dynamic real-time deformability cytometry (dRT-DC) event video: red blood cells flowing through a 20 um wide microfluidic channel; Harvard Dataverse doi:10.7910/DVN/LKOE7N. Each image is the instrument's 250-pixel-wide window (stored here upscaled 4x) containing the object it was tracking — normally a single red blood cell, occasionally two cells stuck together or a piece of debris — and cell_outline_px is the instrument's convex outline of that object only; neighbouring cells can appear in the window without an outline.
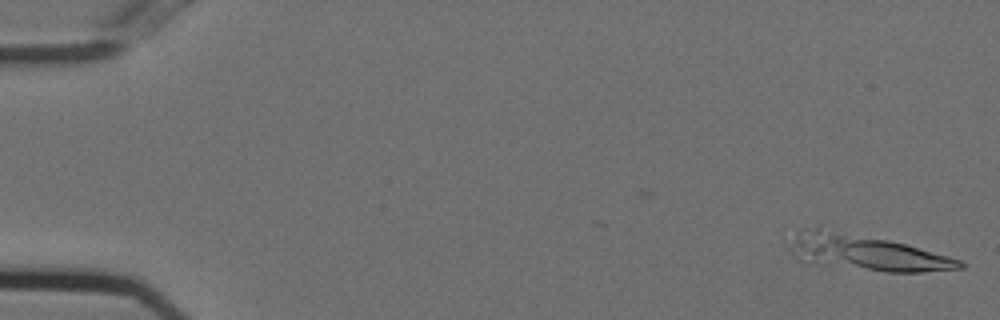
{"species": "Egyptian fruit bat (a non-hibernating species)", "species_latin": "Rousettus aegyptiacus", "temperature_condition": "cold", "stored_images_in_passage": 8, "camera_frame_rate_fps": 3000, "um_per_image_px": 0.085, "animal": {"sex": "female"}, "frame": {"image": 1, "passage_image": 1, "time_ms": 0.0, "image_size_px": [1000, 320], "cell_outline_px": [[964, 268], [920, 272], [884, 272], [824, 264], [800, 260], [788, 248], [796, 228], [816, 224], [820, 224], [888, 240], [904, 244], [948, 256], [960, 260], [964, 264]], "centroid_in_image_um": [73.49, 21.39], "position_along_channel_um": 11.5, "area_um2": 35.95}}